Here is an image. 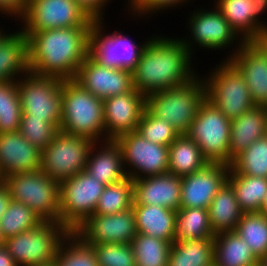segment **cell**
<instances>
[{
    "label": "cell",
    "mask_w": 267,
    "mask_h": 266,
    "mask_svg": "<svg viewBox=\"0 0 267 266\" xmlns=\"http://www.w3.org/2000/svg\"><path fill=\"white\" fill-rule=\"evenodd\" d=\"M160 35L152 34L132 71L133 86L144 96L186 84L198 73L180 36Z\"/></svg>",
    "instance_id": "cell-1"
},
{
    "label": "cell",
    "mask_w": 267,
    "mask_h": 266,
    "mask_svg": "<svg viewBox=\"0 0 267 266\" xmlns=\"http://www.w3.org/2000/svg\"><path fill=\"white\" fill-rule=\"evenodd\" d=\"M90 27L23 32L28 37V68L40 76L71 80L88 56Z\"/></svg>",
    "instance_id": "cell-2"
},
{
    "label": "cell",
    "mask_w": 267,
    "mask_h": 266,
    "mask_svg": "<svg viewBox=\"0 0 267 266\" xmlns=\"http://www.w3.org/2000/svg\"><path fill=\"white\" fill-rule=\"evenodd\" d=\"M60 131L106 141L103 99L94 96L74 79L63 80Z\"/></svg>",
    "instance_id": "cell-3"
},
{
    "label": "cell",
    "mask_w": 267,
    "mask_h": 266,
    "mask_svg": "<svg viewBox=\"0 0 267 266\" xmlns=\"http://www.w3.org/2000/svg\"><path fill=\"white\" fill-rule=\"evenodd\" d=\"M205 99L206 85L198 73L186 84L147 95L146 109L170 123L179 134H186Z\"/></svg>",
    "instance_id": "cell-4"
},
{
    "label": "cell",
    "mask_w": 267,
    "mask_h": 266,
    "mask_svg": "<svg viewBox=\"0 0 267 266\" xmlns=\"http://www.w3.org/2000/svg\"><path fill=\"white\" fill-rule=\"evenodd\" d=\"M211 6L207 9L203 6L195 7L193 12L189 11L187 15L190 14V16L186 21L189 32L180 39L193 56L199 49L214 52L218 50L225 53L224 60H229L245 42L231 28L217 7L214 4ZM226 50H228L227 53Z\"/></svg>",
    "instance_id": "cell-5"
},
{
    "label": "cell",
    "mask_w": 267,
    "mask_h": 266,
    "mask_svg": "<svg viewBox=\"0 0 267 266\" xmlns=\"http://www.w3.org/2000/svg\"><path fill=\"white\" fill-rule=\"evenodd\" d=\"M70 232L60 222L43 221L33 229L6 238L4 247L18 266H53L58 249Z\"/></svg>",
    "instance_id": "cell-6"
},
{
    "label": "cell",
    "mask_w": 267,
    "mask_h": 266,
    "mask_svg": "<svg viewBox=\"0 0 267 266\" xmlns=\"http://www.w3.org/2000/svg\"><path fill=\"white\" fill-rule=\"evenodd\" d=\"M104 18L94 19L88 38V56L99 65L133 71L141 57L145 45L152 36L137 43L120 30H106ZM129 36V37H128ZM137 43V44H136Z\"/></svg>",
    "instance_id": "cell-7"
},
{
    "label": "cell",
    "mask_w": 267,
    "mask_h": 266,
    "mask_svg": "<svg viewBox=\"0 0 267 266\" xmlns=\"http://www.w3.org/2000/svg\"><path fill=\"white\" fill-rule=\"evenodd\" d=\"M220 59V64L208 69L206 75L201 74L206 85V99L233 120L255 104L242 74L229 60Z\"/></svg>",
    "instance_id": "cell-8"
},
{
    "label": "cell",
    "mask_w": 267,
    "mask_h": 266,
    "mask_svg": "<svg viewBox=\"0 0 267 266\" xmlns=\"http://www.w3.org/2000/svg\"><path fill=\"white\" fill-rule=\"evenodd\" d=\"M9 196L31 208L42 221L59 222L60 183L41 170L3 178Z\"/></svg>",
    "instance_id": "cell-9"
},
{
    "label": "cell",
    "mask_w": 267,
    "mask_h": 266,
    "mask_svg": "<svg viewBox=\"0 0 267 266\" xmlns=\"http://www.w3.org/2000/svg\"><path fill=\"white\" fill-rule=\"evenodd\" d=\"M231 120L205 99L186 133L200 147L209 163L230 165Z\"/></svg>",
    "instance_id": "cell-10"
},
{
    "label": "cell",
    "mask_w": 267,
    "mask_h": 266,
    "mask_svg": "<svg viewBox=\"0 0 267 266\" xmlns=\"http://www.w3.org/2000/svg\"><path fill=\"white\" fill-rule=\"evenodd\" d=\"M22 115L45 119L59 124L62 121L63 80L36 75L30 71L16 80Z\"/></svg>",
    "instance_id": "cell-11"
},
{
    "label": "cell",
    "mask_w": 267,
    "mask_h": 266,
    "mask_svg": "<svg viewBox=\"0 0 267 266\" xmlns=\"http://www.w3.org/2000/svg\"><path fill=\"white\" fill-rule=\"evenodd\" d=\"M95 142L85 136L59 131L41 151L40 170L59 183L85 170L88 154Z\"/></svg>",
    "instance_id": "cell-12"
},
{
    "label": "cell",
    "mask_w": 267,
    "mask_h": 266,
    "mask_svg": "<svg viewBox=\"0 0 267 266\" xmlns=\"http://www.w3.org/2000/svg\"><path fill=\"white\" fill-rule=\"evenodd\" d=\"M93 21L75 0H29L26 13L15 25H18L22 32H35L90 27Z\"/></svg>",
    "instance_id": "cell-13"
},
{
    "label": "cell",
    "mask_w": 267,
    "mask_h": 266,
    "mask_svg": "<svg viewBox=\"0 0 267 266\" xmlns=\"http://www.w3.org/2000/svg\"><path fill=\"white\" fill-rule=\"evenodd\" d=\"M105 186L85 170L61 181L59 222L72 232L94 214Z\"/></svg>",
    "instance_id": "cell-14"
},
{
    "label": "cell",
    "mask_w": 267,
    "mask_h": 266,
    "mask_svg": "<svg viewBox=\"0 0 267 266\" xmlns=\"http://www.w3.org/2000/svg\"><path fill=\"white\" fill-rule=\"evenodd\" d=\"M115 141L121 148L124 167L131 179L168 172L169 146L150 142L137 131L120 135Z\"/></svg>",
    "instance_id": "cell-15"
},
{
    "label": "cell",
    "mask_w": 267,
    "mask_h": 266,
    "mask_svg": "<svg viewBox=\"0 0 267 266\" xmlns=\"http://www.w3.org/2000/svg\"><path fill=\"white\" fill-rule=\"evenodd\" d=\"M72 232L87 245L131 243L137 235L133 208L110 215L93 214Z\"/></svg>",
    "instance_id": "cell-16"
},
{
    "label": "cell",
    "mask_w": 267,
    "mask_h": 266,
    "mask_svg": "<svg viewBox=\"0 0 267 266\" xmlns=\"http://www.w3.org/2000/svg\"><path fill=\"white\" fill-rule=\"evenodd\" d=\"M106 140L137 131L138 123L146 109V96L136 88L124 94L103 100Z\"/></svg>",
    "instance_id": "cell-17"
},
{
    "label": "cell",
    "mask_w": 267,
    "mask_h": 266,
    "mask_svg": "<svg viewBox=\"0 0 267 266\" xmlns=\"http://www.w3.org/2000/svg\"><path fill=\"white\" fill-rule=\"evenodd\" d=\"M230 165L208 163L204 168L181 177L180 208H206L227 182Z\"/></svg>",
    "instance_id": "cell-18"
},
{
    "label": "cell",
    "mask_w": 267,
    "mask_h": 266,
    "mask_svg": "<svg viewBox=\"0 0 267 266\" xmlns=\"http://www.w3.org/2000/svg\"><path fill=\"white\" fill-rule=\"evenodd\" d=\"M74 80L103 100L134 89L131 71L101 66L89 56L79 67Z\"/></svg>",
    "instance_id": "cell-19"
},
{
    "label": "cell",
    "mask_w": 267,
    "mask_h": 266,
    "mask_svg": "<svg viewBox=\"0 0 267 266\" xmlns=\"http://www.w3.org/2000/svg\"><path fill=\"white\" fill-rule=\"evenodd\" d=\"M181 177L171 173L133 179V204L180 208Z\"/></svg>",
    "instance_id": "cell-20"
},
{
    "label": "cell",
    "mask_w": 267,
    "mask_h": 266,
    "mask_svg": "<svg viewBox=\"0 0 267 266\" xmlns=\"http://www.w3.org/2000/svg\"><path fill=\"white\" fill-rule=\"evenodd\" d=\"M41 167V150L32 145L19 131L0 133V174L34 172Z\"/></svg>",
    "instance_id": "cell-21"
},
{
    "label": "cell",
    "mask_w": 267,
    "mask_h": 266,
    "mask_svg": "<svg viewBox=\"0 0 267 266\" xmlns=\"http://www.w3.org/2000/svg\"><path fill=\"white\" fill-rule=\"evenodd\" d=\"M229 61L244 77L251 100L267 107V59L252 43L245 42Z\"/></svg>",
    "instance_id": "cell-22"
},
{
    "label": "cell",
    "mask_w": 267,
    "mask_h": 266,
    "mask_svg": "<svg viewBox=\"0 0 267 266\" xmlns=\"http://www.w3.org/2000/svg\"><path fill=\"white\" fill-rule=\"evenodd\" d=\"M85 171L104 185L118 183L128 177L120 146L115 140L95 142L90 149Z\"/></svg>",
    "instance_id": "cell-23"
},
{
    "label": "cell",
    "mask_w": 267,
    "mask_h": 266,
    "mask_svg": "<svg viewBox=\"0 0 267 266\" xmlns=\"http://www.w3.org/2000/svg\"><path fill=\"white\" fill-rule=\"evenodd\" d=\"M230 165L233 160L256 140L267 135V107L255 105L231 120Z\"/></svg>",
    "instance_id": "cell-24"
},
{
    "label": "cell",
    "mask_w": 267,
    "mask_h": 266,
    "mask_svg": "<svg viewBox=\"0 0 267 266\" xmlns=\"http://www.w3.org/2000/svg\"><path fill=\"white\" fill-rule=\"evenodd\" d=\"M137 233L164 241H174L176 210L156 205H132Z\"/></svg>",
    "instance_id": "cell-25"
},
{
    "label": "cell",
    "mask_w": 267,
    "mask_h": 266,
    "mask_svg": "<svg viewBox=\"0 0 267 266\" xmlns=\"http://www.w3.org/2000/svg\"><path fill=\"white\" fill-rule=\"evenodd\" d=\"M0 45V81H16L29 72L28 37L18 28Z\"/></svg>",
    "instance_id": "cell-26"
},
{
    "label": "cell",
    "mask_w": 267,
    "mask_h": 266,
    "mask_svg": "<svg viewBox=\"0 0 267 266\" xmlns=\"http://www.w3.org/2000/svg\"><path fill=\"white\" fill-rule=\"evenodd\" d=\"M244 42L266 34L255 23L256 7L252 0H214L213 3Z\"/></svg>",
    "instance_id": "cell-27"
},
{
    "label": "cell",
    "mask_w": 267,
    "mask_h": 266,
    "mask_svg": "<svg viewBox=\"0 0 267 266\" xmlns=\"http://www.w3.org/2000/svg\"><path fill=\"white\" fill-rule=\"evenodd\" d=\"M258 263L259 260L237 232L227 231L215 234V266H255Z\"/></svg>",
    "instance_id": "cell-28"
},
{
    "label": "cell",
    "mask_w": 267,
    "mask_h": 266,
    "mask_svg": "<svg viewBox=\"0 0 267 266\" xmlns=\"http://www.w3.org/2000/svg\"><path fill=\"white\" fill-rule=\"evenodd\" d=\"M168 159V173L180 177L201 170L209 163L200 147L187 134H180L169 145Z\"/></svg>",
    "instance_id": "cell-29"
},
{
    "label": "cell",
    "mask_w": 267,
    "mask_h": 266,
    "mask_svg": "<svg viewBox=\"0 0 267 266\" xmlns=\"http://www.w3.org/2000/svg\"><path fill=\"white\" fill-rule=\"evenodd\" d=\"M210 225L214 234L235 231L243 212L232 186L226 182L208 207Z\"/></svg>",
    "instance_id": "cell-30"
},
{
    "label": "cell",
    "mask_w": 267,
    "mask_h": 266,
    "mask_svg": "<svg viewBox=\"0 0 267 266\" xmlns=\"http://www.w3.org/2000/svg\"><path fill=\"white\" fill-rule=\"evenodd\" d=\"M227 182L232 186L243 213L260 212L267 193V179L240 175L231 166Z\"/></svg>",
    "instance_id": "cell-31"
},
{
    "label": "cell",
    "mask_w": 267,
    "mask_h": 266,
    "mask_svg": "<svg viewBox=\"0 0 267 266\" xmlns=\"http://www.w3.org/2000/svg\"><path fill=\"white\" fill-rule=\"evenodd\" d=\"M214 238L174 241L168 256V266H213Z\"/></svg>",
    "instance_id": "cell-32"
},
{
    "label": "cell",
    "mask_w": 267,
    "mask_h": 266,
    "mask_svg": "<svg viewBox=\"0 0 267 266\" xmlns=\"http://www.w3.org/2000/svg\"><path fill=\"white\" fill-rule=\"evenodd\" d=\"M208 209L179 208L176 212V233L174 241L214 238Z\"/></svg>",
    "instance_id": "cell-33"
},
{
    "label": "cell",
    "mask_w": 267,
    "mask_h": 266,
    "mask_svg": "<svg viewBox=\"0 0 267 266\" xmlns=\"http://www.w3.org/2000/svg\"><path fill=\"white\" fill-rule=\"evenodd\" d=\"M235 232L258 260L267 255V216L260 212L243 213Z\"/></svg>",
    "instance_id": "cell-34"
},
{
    "label": "cell",
    "mask_w": 267,
    "mask_h": 266,
    "mask_svg": "<svg viewBox=\"0 0 267 266\" xmlns=\"http://www.w3.org/2000/svg\"><path fill=\"white\" fill-rule=\"evenodd\" d=\"M173 242L137 233L131 242L136 266H168V256Z\"/></svg>",
    "instance_id": "cell-35"
},
{
    "label": "cell",
    "mask_w": 267,
    "mask_h": 266,
    "mask_svg": "<svg viewBox=\"0 0 267 266\" xmlns=\"http://www.w3.org/2000/svg\"><path fill=\"white\" fill-rule=\"evenodd\" d=\"M43 221L27 205L10 199L6 211L0 218V229L3 237L20 234L40 225Z\"/></svg>",
    "instance_id": "cell-36"
},
{
    "label": "cell",
    "mask_w": 267,
    "mask_h": 266,
    "mask_svg": "<svg viewBox=\"0 0 267 266\" xmlns=\"http://www.w3.org/2000/svg\"><path fill=\"white\" fill-rule=\"evenodd\" d=\"M133 204V179L124 180L106 185L99 197L94 214L110 215L120 213L132 208Z\"/></svg>",
    "instance_id": "cell-37"
},
{
    "label": "cell",
    "mask_w": 267,
    "mask_h": 266,
    "mask_svg": "<svg viewBox=\"0 0 267 266\" xmlns=\"http://www.w3.org/2000/svg\"><path fill=\"white\" fill-rule=\"evenodd\" d=\"M53 266H98L95 251L74 232L62 241Z\"/></svg>",
    "instance_id": "cell-38"
},
{
    "label": "cell",
    "mask_w": 267,
    "mask_h": 266,
    "mask_svg": "<svg viewBox=\"0 0 267 266\" xmlns=\"http://www.w3.org/2000/svg\"><path fill=\"white\" fill-rule=\"evenodd\" d=\"M22 114L16 81H0V133L19 131Z\"/></svg>",
    "instance_id": "cell-39"
},
{
    "label": "cell",
    "mask_w": 267,
    "mask_h": 266,
    "mask_svg": "<svg viewBox=\"0 0 267 266\" xmlns=\"http://www.w3.org/2000/svg\"><path fill=\"white\" fill-rule=\"evenodd\" d=\"M230 166L240 175L267 179V135L252 143Z\"/></svg>",
    "instance_id": "cell-40"
},
{
    "label": "cell",
    "mask_w": 267,
    "mask_h": 266,
    "mask_svg": "<svg viewBox=\"0 0 267 266\" xmlns=\"http://www.w3.org/2000/svg\"><path fill=\"white\" fill-rule=\"evenodd\" d=\"M59 131V124L32 118V115H22L19 132L41 151L54 140Z\"/></svg>",
    "instance_id": "cell-41"
},
{
    "label": "cell",
    "mask_w": 267,
    "mask_h": 266,
    "mask_svg": "<svg viewBox=\"0 0 267 266\" xmlns=\"http://www.w3.org/2000/svg\"><path fill=\"white\" fill-rule=\"evenodd\" d=\"M137 132L146 140L165 146H169L180 135L170 123L153 116L147 109L138 123Z\"/></svg>",
    "instance_id": "cell-42"
},
{
    "label": "cell",
    "mask_w": 267,
    "mask_h": 266,
    "mask_svg": "<svg viewBox=\"0 0 267 266\" xmlns=\"http://www.w3.org/2000/svg\"><path fill=\"white\" fill-rule=\"evenodd\" d=\"M124 2H127L123 4L126 5L124 10H126L125 14L128 13L127 18H135L134 20L136 21L137 19L138 21L141 18L143 20L145 18L152 19L151 17L155 14L157 16L164 12V10L167 12V9L175 10L178 7V9H181L182 6L184 8L187 4L193 3V0H126Z\"/></svg>",
    "instance_id": "cell-43"
},
{
    "label": "cell",
    "mask_w": 267,
    "mask_h": 266,
    "mask_svg": "<svg viewBox=\"0 0 267 266\" xmlns=\"http://www.w3.org/2000/svg\"><path fill=\"white\" fill-rule=\"evenodd\" d=\"M91 246L98 266H136L131 243H101Z\"/></svg>",
    "instance_id": "cell-44"
},
{
    "label": "cell",
    "mask_w": 267,
    "mask_h": 266,
    "mask_svg": "<svg viewBox=\"0 0 267 266\" xmlns=\"http://www.w3.org/2000/svg\"><path fill=\"white\" fill-rule=\"evenodd\" d=\"M29 0H0V15L1 17L11 18L10 21L18 22L26 13Z\"/></svg>",
    "instance_id": "cell-45"
},
{
    "label": "cell",
    "mask_w": 267,
    "mask_h": 266,
    "mask_svg": "<svg viewBox=\"0 0 267 266\" xmlns=\"http://www.w3.org/2000/svg\"><path fill=\"white\" fill-rule=\"evenodd\" d=\"M93 19L105 18L112 0H75Z\"/></svg>",
    "instance_id": "cell-46"
},
{
    "label": "cell",
    "mask_w": 267,
    "mask_h": 266,
    "mask_svg": "<svg viewBox=\"0 0 267 266\" xmlns=\"http://www.w3.org/2000/svg\"><path fill=\"white\" fill-rule=\"evenodd\" d=\"M252 2H253V4H255V7H256V11H255V23L265 33H267V21H265V19L267 20V18H263V17H265L264 14H267V12H266L267 11V0H252Z\"/></svg>",
    "instance_id": "cell-47"
},
{
    "label": "cell",
    "mask_w": 267,
    "mask_h": 266,
    "mask_svg": "<svg viewBox=\"0 0 267 266\" xmlns=\"http://www.w3.org/2000/svg\"><path fill=\"white\" fill-rule=\"evenodd\" d=\"M9 191L7 187L2 183L0 184V218L6 211L7 205L10 201Z\"/></svg>",
    "instance_id": "cell-48"
},
{
    "label": "cell",
    "mask_w": 267,
    "mask_h": 266,
    "mask_svg": "<svg viewBox=\"0 0 267 266\" xmlns=\"http://www.w3.org/2000/svg\"><path fill=\"white\" fill-rule=\"evenodd\" d=\"M0 266H18L4 246L0 247Z\"/></svg>",
    "instance_id": "cell-49"
},
{
    "label": "cell",
    "mask_w": 267,
    "mask_h": 266,
    "mask_svg": "<svg viewBox=\"0 0 267 266\" xmlns=\"http://www.w3.org/2000/svg\"><path fill=\"white\" fill-rule=\"evenodd\" d=\"M252 43L264 54L267 59V33L259 36Z\"/></svg>",
    "instance_id": "cell-50"
},
{
    "label": "cell",
    "mask_w": 267,
    "mask_h": 266,
    "mask_svg": "<svg viewBox=\"0 0 267 266\" xmlns=\"http://www.w3.org/2000/svg\"><path fill=\"white\" fill-rule=\"evenodd\" d=\"M13 31H9V30H7L6 31V29H4V26H3V28H2V26H1V28H0V45L2 44V42L12 33Z\"/></svg>",
    "instance_id": "cell-51"
},
{
    "label": "cell",
    "mask_w": 267,
    "mask_h": 266,
    "mask_svg": "<svg viewBox=\"0 0 267 266\" xmlns=\"http://www.w3.org/2000/svg\"><path fill=\"white\" fill-rule=\"evenodd\" d=\"M260 213H261V214H264L265 216H267V193H266L264 202H263V204H262V207H261V209H260Z\"/></svg>",
    "instance_id": "cell-52"
},
{
    "label": "cell",
    "mask_w": 267,
    "mask_h": 266,
    "mask_svg": "<svg viewBox=\"0 0 267 266\" xmlns=\"http://www.w3.org/2000/svg\"><path fill=\"white\" fill-rule=\"evenodd\" d=\"M260 266H267V255L259 260Z\"/></svg>",
    "instance_id": "cell-53"
},
{
    "label": "cell",
    "mask_w": 267,
    "mask_h": 266,
    "mask_svg": "<svg viewBox=\"0 0 267 266\" xmlns=\"http://www.w3.org/2000/svg\"><path fill=\"white\" fill-rule=\"evenodd\" d=\"M4 241H5V238L3 237L2 233H1V229H0V247L4 246Z\"/></svg>",
    "instance_id": "cell-54"
},
{
    "label": "cell",
    "mask_w": 267,
    "mask_h": 266,
    "mask_svg": "<svg viewBox=\"0 0 267 266\" xmlns=\"http://www.w3.org/2000/svg\"><path fill=\"white\" fill-rule=\"evenodd\" d=\"M3 183V178H2V175L0 174V184Z\"/></svg>",
    "instance_id": "cell-55"
}]
</instances>
